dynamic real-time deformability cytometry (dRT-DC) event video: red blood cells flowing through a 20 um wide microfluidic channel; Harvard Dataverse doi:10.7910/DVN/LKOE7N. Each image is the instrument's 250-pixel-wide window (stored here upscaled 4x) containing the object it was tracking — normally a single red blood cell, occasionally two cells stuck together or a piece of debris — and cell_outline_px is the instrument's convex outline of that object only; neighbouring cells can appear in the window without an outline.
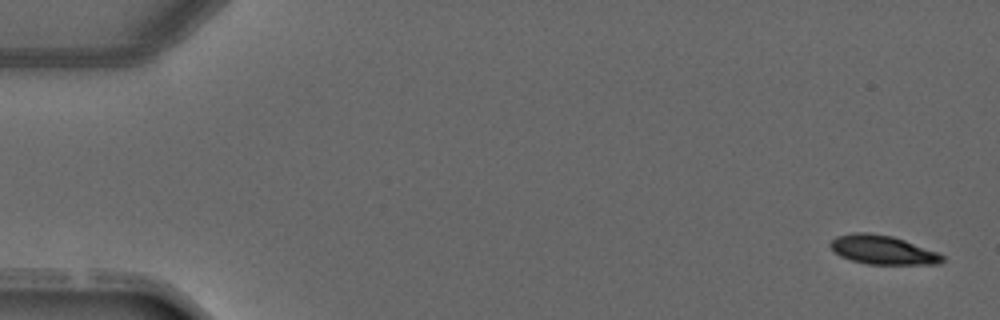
{"species": "common noctule bat (a hibernating species)", "species_latin": "Nyctalus noctula", "temperature_condition": "warm", "stored_images_in_passage": 3, "camera_frame_rate_fps": 3000, "um_per_image_px": 0.085, "animal": {"sex": "male", "forearm_length_mm": 52.5}, "frame": {"image": 1, "passage_image": 1, "time_ms": 0.0, "image_size_px": [1000, 320], "cell_outline_px": [[944, 260], [940, 264], [868, 264], [852, 260], [840, 256], [828, 244], [836, 236], [852, 232], [868, 232], [892, 236], [940, 252], [944, 256]], "centroid_in_image_um": [75.05, 21.23], "position_along_channel_um": 9.9, "area_um2": 18.96}}
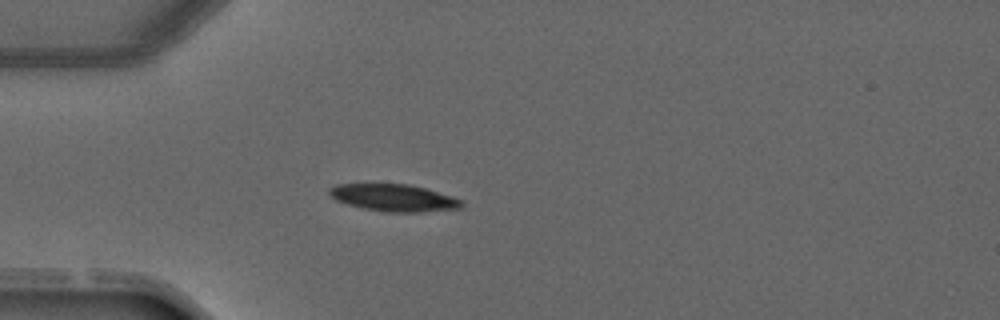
{"frame": {"image": 2, "passage_image": 3, "time_ms": 3.667, "image_size_px": [1000, 320], "cell_outline_px": [[464, 204], [460, 208], [420, 212], [388, 212], [364, 208], [348, 204], [336, 200], [328, 192], [328, 188], [336, 184], [408, 184], [428, 188], [464, 200]], "centroid_in_image_um": [33.51, 16.8], "position_along_channel_um": 51.5, "area_um2": 20.92}}